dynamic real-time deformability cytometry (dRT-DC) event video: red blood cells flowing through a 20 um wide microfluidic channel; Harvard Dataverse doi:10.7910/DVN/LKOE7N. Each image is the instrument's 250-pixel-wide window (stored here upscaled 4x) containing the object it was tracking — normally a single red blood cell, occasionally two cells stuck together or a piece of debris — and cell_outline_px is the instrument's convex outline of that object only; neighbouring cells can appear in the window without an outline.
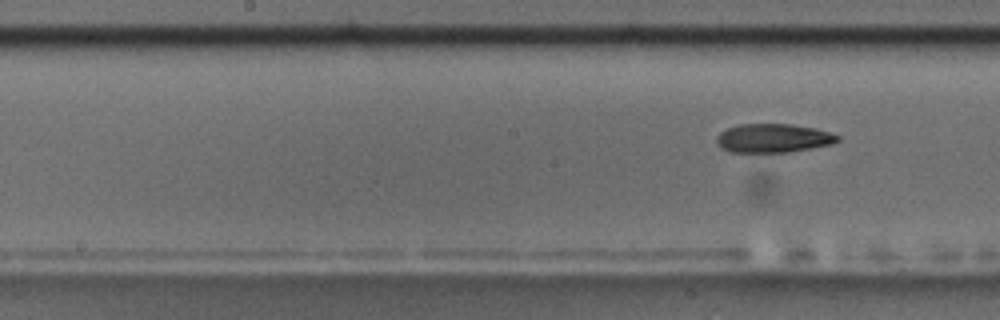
{"species": "common noctule bat (a hibernating species)", "species_latin": "Nyctalus noctula", "temperature_condition": "room temperature", "stored_images_in_passage": 5, "segment_of_instrument_passage": [2, 2], "camera_frame_rate_fps": 3000, "um_per_image_px": 0.085, "animal": {"sex": "male", "body_mass_g": 17.5, "forearm_length_mm": 52.3}, "frame": {"image": 1, "passage_image": 5, "time_ms": 5.667, "image_size_px": [1000, 320], "cell_outline_px": [[840, 140], [832, 144], [812, 148], [788, 152], [732, 152], [724, 148], [716, 140], [716, 136], [720, 132], [728, 128], [740, 124], [792, 124], [816, 128], [840, 136]], "centroid_in_image_um": [65.76, 11.74], "position_along_channel_um": 182.4, "area_um2": 20.17}}